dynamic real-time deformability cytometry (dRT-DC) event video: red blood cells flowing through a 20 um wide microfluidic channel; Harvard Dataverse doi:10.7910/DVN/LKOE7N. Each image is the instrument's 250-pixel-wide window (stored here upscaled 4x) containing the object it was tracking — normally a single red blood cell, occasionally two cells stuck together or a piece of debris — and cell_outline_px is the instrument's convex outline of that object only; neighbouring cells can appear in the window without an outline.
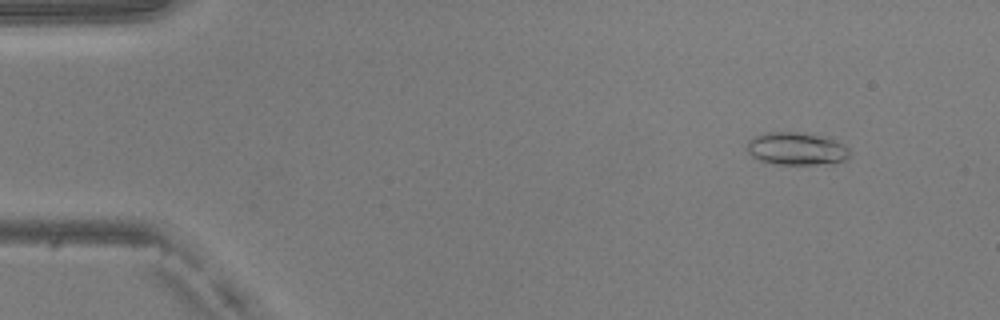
{"species": "common noctule bat (a hibernating species)", "species_latin": "Nyctalus noctula", "temperature_condition": "warm", "stored_images_in_passage": 47, "camera_frame_rate_fps": 3000, "um_per_image_px": 0.085, "animal": {"sex": "male", "body_mass_g": 20.5, "forearm_length_mm": 52.5}, "frame": {"image": 1, "passage_image": 2, "time_ms": 0.333, "image_size_px": [1000, 320], "cell_outline_px": [[848, 156], [844, 160], [832, 164], [772, 164], [760, 160], [752, 156], [748, 152], [748, 140], [756, 136], [768, 132], [796, 132], [832, 136], [844, 144], [848, 148]], "centroid_in_image_um": [67.75, 12.63], "position_along_channel_um": 17.2, "area_um2": 19.83}}
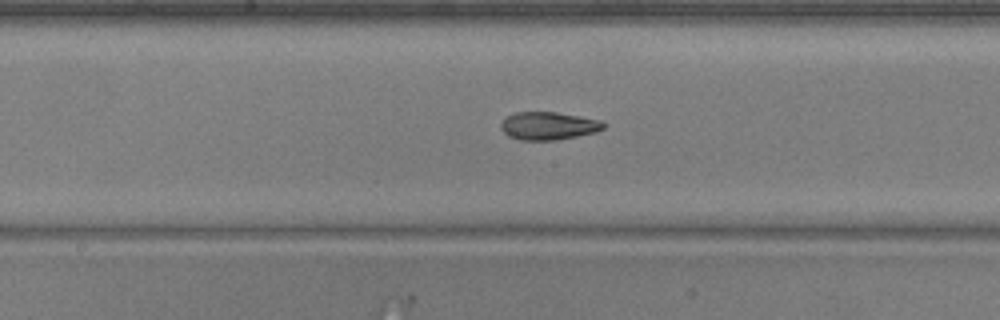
{"frame": {"image": 2, "passage_image": 23, "time_ms": 7.333, "image_size_px": [1000, 320], "cell_outline_px": [[604, 128], [596, 132], [556, 140], [520, 140], [508, 136], [500, 128], [500, 124], [508, 116], [516, 112], [556, 112], [600, 120], [604, 124]], "centroid_in_image_um": [46.59, 10.7], "position_along_channel_um": 201.6, "area_um2": 16.53}}
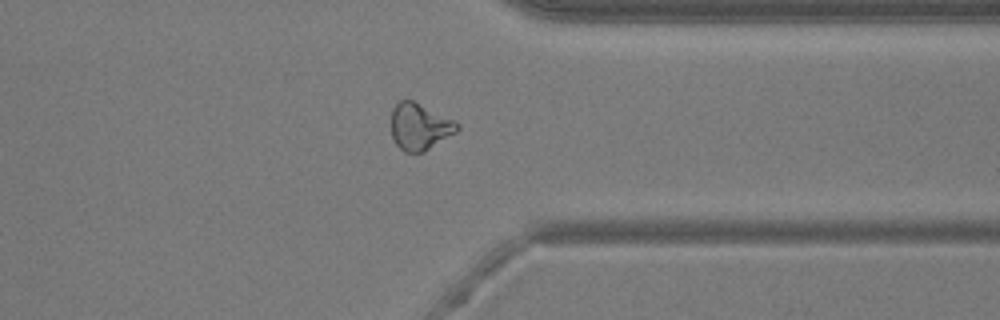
{"frame": {"image": 3, "passage_image": 36, "time_ms": 11.667, "image_size_px": [1000, 320], "cell_outline_px": [[460, 128], [456, 132], [424, 152], [404, 152], [396, 144], [392, 136], [392, 108], [400, 100], [412, 100], [456, 120], [460, 124]], "centroid_in_image_um": [35.69, 10.76], "position_along_channel_um": 375.7, "area_um2": 17.98}, "authors_computed_cell_mechanics": {"area_um2": 17.8024, "velocity_mm_per_s": 4.107, "shape_relaxation_time_tau1_ms": null, "shape_relaxation_time_tau2_ms": 2.4155, "deformation_change_tau1": null, "deformation_change_tau2": 0.1008}}